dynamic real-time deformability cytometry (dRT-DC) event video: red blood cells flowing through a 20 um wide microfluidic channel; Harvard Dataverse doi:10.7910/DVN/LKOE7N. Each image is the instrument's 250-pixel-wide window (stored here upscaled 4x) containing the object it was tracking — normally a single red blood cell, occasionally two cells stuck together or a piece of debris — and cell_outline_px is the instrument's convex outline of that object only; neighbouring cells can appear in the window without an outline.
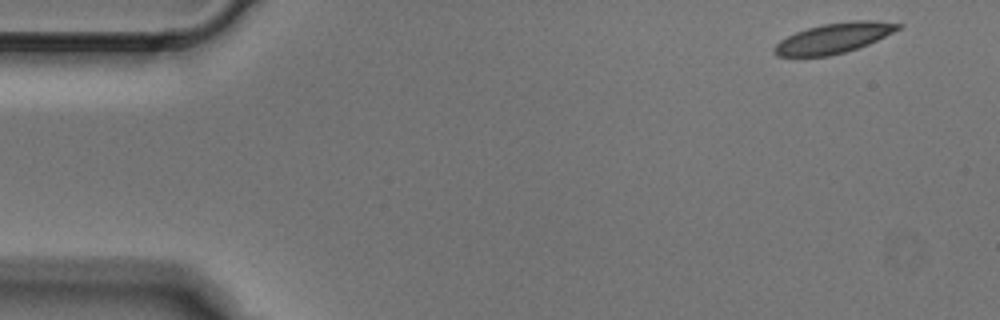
{"species": "Egyptian fruit bat (a non-hibernating species)", "species_latin": "Rousettus aegyptiacus", "temperature_condition": "cold", "stored_images_in_passage": 3, "camera_frame_rate_fps": 3000, "um_per_image_px": 0.085, "animal": {"sex": "male"}, "frame": {"image": 1, "passage_image": 1, "time_ms": 0.0, "image_size_px": [1000, 320], "cell_outline_px": [[904, 24], [900, 28], [868, 44], [844, 52], [828, 56], [776, 56], [772, 52], [772, 48], [780, 40], [796, 32], [808, 28], [824, 24], [852, 20], [876, 20]], "centroid_in_image_um": [70.85, 3.23], "position_along_channel_um": 14.1, "area_um2": 21.56}}